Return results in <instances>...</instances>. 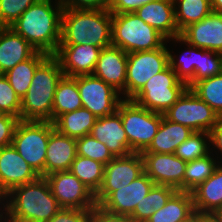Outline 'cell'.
I'll use <instances>...</instances> for the list:
<instances>
[{
    "mask_svg": "<svg viewBox=\"0 0 222 222\" xmlns=\"http://www.w3.org/2000/svg\"><path fill=\"white\" fill-rule=\"evenodd\" d=\"M1 203L2 222H48L62 209L48 180L41 176L33 182L14 187L1 199Z\"/></svg>",
    "mask_w": 222,
    "mask_h": 222,
    "instance_id": "6da1fadb",
    "label": "cell"
},
{
    "mask_svg": "<svg viewBox=\"0 0 222 222\" xmlns=\"http://www.w3.org/2000/svg\"><path fill=\"white\" fill-rule=\"evenodd\" d=\"M55 1L38 0L10 26L29 42L36 51L48 55L56 54L61 40L63 5L61 0Z\"/></svg>",
    "mask_w": 222,
    "mask_h": 222,
    "instance_id": "7a4b0ae2",
    "label": "cell"
},
{
    "mask_svg": "<svg viewBox=\"0 0 222 222\" xmlns=\"http://www.w3.org/2000/svg\"><path fill=\"white\" fill-rule=\"evenodd\" d=\"M112 45V13L109 9L63 8L60 45Z\"/></svg>",
    "mask_w": 222,
    "mask_h": 222,
    "instance_id": "3957f363",
    "label": "cell"
},
{
    "mask_svg": "<svg viewBox=\"0 0 222 222\" xmlns=\"http://www.w3.org/2000/svg\"><path fill=\"white\" fill-rule=\"evenodd\" d=\"M59 60L49 55L35 70L21 99L20 120L51 121L55 89L63 76Z\"/></svg>",
    "mask_w": 222,
    "mask_h": 222,
    "instance_id": "277c9868",
    "label": "cell"
},
{
    "mask_svg": "<svg viewBox=\"0 0 222 222\" xmlns=\"http://www.w3.org/2000/svg\"><path fill=\"white\" fill-rule=\"evenodd\" d=\"M166 38L136 13H112V45L126 53L161 48Z\"/></svg>",
    "mask_w": 222,
    "mask_h": 222,
    "instance_id": "5b68a950",
    "label": "cell"
},
{
    "mask_svg": "<svg viewBox=\"0 0 222 222\" xmlns=\"http://www.w3.org/2000/svg\"><path fill=\"white\" fill-rule=\"evenodd\" d=\"M51 121L19 120L12 139V146L41 177H45V157Z\"/></svg>",
    "mask_w": 222,
    "mask_h": 222,
    "instance_id": "8992f818",
    "label": "cell"
},
{
    "mask_svg": "<svg viewBox=\"0 0 222 222\" xmlns=\"http://www.w3.org/2000/svg\"><path fill=\"white\" fill-rule=\"evenodd\" d=\"M126 132L129 151L141 153L152 142L162 121L163 114L141 107L131 99H123L117 108Z\"/></svg>",
    "mask_w": 222,
    "mask_h": 222,
    "instance_id": "52a82bcc",
    "label": "cell"
},
{
    "mask_svg": "<svg viewBox=\"0 0 222 222\" xmlns=\"http://www.w3.org/2000/svg\"><path fill=\"white\" fill-rule=\"evenodd\" d=\"M187 88V85L177 78L175 71L168 66L151 77L131 100L152 112L163 114Z\"/></svg>",
    "mask_w": 222,
    "mask_h": 222,
    "instance_id": "ba28073f",
    "label": "cell"
},
{
    "mask_svg": "<svg viewBox=\"0 0 222 222\" xmlns=\"http://www.w3.org/2000/svg\"><path fill=\"white\" fill-rule=\"evenodd\" d=\"M163 116L178 124H182L194 132H210L218 123V114L196 93L187 88L178 100L165 112Z\"/></svg>",
    "mask_w": 222,
    "mask_h": 222,
    "instance_id": "9c48e42d",
    "label": "cell"
},
{
    "mask_svg": "<svg viewBox=\"0 0 222 222\" xmlns=\"http://www.w3.org/2000/svg\"><path fill=\"white\" fill-rule=\"evenodd\" d=\"M167 42L159 49L128 53L125 99H132L155 74L169 66Z\"/></svg>",
    "mask_w": 222,
    "mask_h": 222,
    "instance_id": "30bf717a",
    "label": "cell"
},
{
    "mask_svg": "<svg viewBox=\"0 0 222 222\" xmlns=\"http://www.w3.org/2000/svg\"><path fill=\"white\" fill-rule=\"evenodd\" d=\"M77 87L82 107L97 118L115 113L123 100L119 91L93 74L77 76Z\"/></svg>",
    "mask_w": 222,
    "mask_h": 222,
    "instance_id": "8fae6325",
    "label": "cell"
},
{
    "mask_svg": "<svg viewBox=\"0 0 222 222\" xmlns=\"http://www.w3.org/2000/svg\"><path fill=\"white\" fill-rule=\"evenodd\" d=\"M61 208L93 210L95 194L70 171H57L45 176Z\"/></svg>",
    "mask_w": 222,
    "mask_h": 222,
    "instance_id": "7c38bea8",
    "label": "cell"
},
{
    "mask_svg": "<svg viewBox=\"0 0 222 222\" xmlns=\"http://www.w3.org/2000/svg\"><path fill=\"white\" fill-rule=\"evenodd\" d=\"M144 173V162L141 153H131L124 157H114L104 165L103 182L95 194L99 205L112 191L128 186Z\"/></svg>",
    "mask_w": 222,
    "mask_h": 222,
    "instance_id": "4fadbf2b",
    "label": "cell"
},
{
    "mask_svg": "<svg viewBox=\"0 0 222 222\" xmlns=\"http://www.w3.org/2000/svg\"><path fill=\"white\" fill-rule=\"evenodd\" d=\"M144 172L156 185H168L183 191L187 162L174 153L141 152Z\"/></svg>",
    "mask_w": 222,
    "mask_h": 222,
    "instance_id": "5bb4252c",
    "label": "cell"
},
{
    "mask_svg": "<svg viewBox=\"0 0 222 222\" xmlns=\"http://www.w3.org/2000/svg\"><path fill=\"white\" fill-rule=\"evenodd\" d=\"M39 177L12 144L0 148V199L14 187L33 182Z\"/></svg>",
    "mask_w": 222,
    "mask_h": 222,
    "instance_id": "9a60e30c",
    "label": "cell"
},
{
    "mask_svg": "<svg viewBox=\"0 0 222 222\" xmlns=\"http://www.w3.org/2000/svg\"><path fill=\"white\" fill-rule=\"evenodd\" d=\"M154 185L155 183L144 172L128 186L112 191L99 206L114 214L130 216Z\"/></svg>",
    "mask_w": 222,
    "mask_h": 222,
    "instance_id": "2e32d148",
    "label": "cell"
},
{
    "mask_svg": "<svg viewBox=\"0 0 222 222\" xmlns=\"http://www.w3.org/2000/svg\"><path fill=\"white\" fill-rule=\"evenodd\" d=\"M102 48L91 44L59 45L54 55L68 77L93 74Z\"/></svg>",
    "mask_w": 222,
    "mask_h": 222,
    "instance_id": "e0dca14e",
    "label": "cell"
},
{
    "mask_svg": "<svg viewBox=\"0 0 222 222\" xmlns=\"http://www.w3.org/2000/svg\"><path fill=\"white\" fill-rule=\"evenodd\" d=\"M180 37L194 47L222 54V14L211 12L201 21L184 28Z\"/></svg>",
    "mask_w": 222,
    "mask_h": 222,
    "instance_id": "ac0fdd59",
    "label": "cell"
},
{
    "mask_svg": "<svg viewBox=\"0 0 222 222\" xmlns=\"http://www.w3.org/2000/svg\"><path fill=\"white\" fill-rule=\"evenodd\" d=\"M127 54L121 48L110 45L102 48L93 75L113 86L125 99Z\"/></svg>",
    "mask_w": 222,
    "mask_h": 222,
    "instance_id": "d6986e66",
    "label": "cell"
},
{
    "mask_svg": "<svg viewBox=\"0 0 222 222\" xmlns=\"http://www.w3.org/2000/svg\"><path fill=\"white\" fill-rule=\"evenodd\" d=\"M90 134L106 145L114 157H124L131 152L121 116L115 113L96 119Z\"/></svg>",
    "mask_w": 222,
    "mask_h": 222,
    "instance_id": "ffe728a7",
    "label": "cell"
},
{
    "mask_svg": "<svg viewBox=\"0 0 222 222\" xmlns=\"http://www.w3.org/2000/svg\"><path fill=\"white\" fill-rule=\"evenodd\" d=\"M134 13L166 39L180 36L173 0H154L142 5Z\"/></svg>",
    "mask_w": 222,
    "mask_h": 222,
    "instance_id": "44dd1931",
    "label": "cell"
},
{
    "mask_svg": "<svg viewBox=\"0 0 222 222\" xmlns=\"http://www.w3.org/2000/svg\"><path fill=\"white\" fill-rule=\"evenodd\" d=\"M76 156V139L61 134L54 129L50 133L47 145L45 157V176L57 171H69Z\"/></svg>",
    "mask_w": 222,
    "mask_h": 222,
    "instance_id": "7402d4cb",
    "label": "cell"
},
{
    "mask_svg": "<svg viewBox=\"0 0 222 222\" xmlns=\"http://www.w3.org/2000/svg\"><path fill=\"white\" fill-rule=\"evenodd\" d=\"M36 49L10 27H0V74L29 59Z\"/></svg>",
    "mask_w": 222,
    "mask_h": 222,
    "instance_id": "603a6c76",
    "label": "cell"
},
{
    "mask_svg": "<svg viewBox=\"0 0 222 222\" xmlns=\"http://www.w3.org/2000/svg\"><path fill=\"white\" fill-rule=\"evenodd\" d=\"M194 210L214 213L222 209V164L213 174L191 191Z\"/></svg>",
    "mask_w": 222,
    "mask_h": 222,
    "instance_id": "cb8c5ba5",
    "label": "cell"
},
{
    "mask_svg": "<svg viewBox=\"0 0 222 222\" xmlns=\"http://www.w3.org/2000/svg\"><path fill=\"white\" fill-rule=\"evenodd\" d=\"M193 132L190 128L174 123L163 116L152 142L142 152L175 153L177 147Z\"/></svg>",
    "mask_w": 222,
    "mask_h": 222,
    "instance_id": "d4e9b609",
    "label": "cell"
},
{
    "mask_svg": "<svg viewBox=\"0 0 222 222\" xmlns=\"http://www.w3.org/2000/svg\"><path fill=\"white\" fill-rule=\"evenodd\" d=\"M194 211L191 192L177 190L146 222H182Z\"/></svg>",
    "mask_w": 222,
    "mask_h": 222,
    "instance_id": "484cf974",
    "label": "cell"
},
{
    "mask_svg": "<svg viewBox=\"0 0 222 222\" xmlns=\"http://www.w3.org/2000/svg\"><path fill=\"white\" fill-rule=\"evenodd\" d=\"M97 117L88 109L80 108L59 115L54 121V128L61 134L78 139L90 134Z\"/></svg>",
    "mask_w": 222,
    "mask_h": 222,
    "instance_id": "4316f807",
    "label": "cell"
},
{
    "mask_svg": "<svg viewBox=\"0 0 222 222\" xmlns=\"http://www.w3.org/2000/svg\"><path fill=\"white\" fill-rule=\"evenodd\" d=\"M82 108L77 76L63 75L58 81L53 101L52 122L59 116Z\"/></svg>",
    "mask_w": 222,
    "mask_h": 222,
    "instance_id": "83f0119b",
    "label": "cell"
},
{
    "mask_svg": "<svg viewBox=\"0 0 222 222\" xmlns=\"http://www.w3.org/2000/svg\"><path fill=\"white\" fill-rule=\"evenodd\" d=\"M48 56L49 55L46 53L37 51L29 59L20 62L12 69L4 73V76L8 79L9 84L21 99L27 93L30 87L36 68Z\"/></svg>",
    "mask_w": 222,
    "mask_h": 222,
    "instance_id": "f1b7e54d",
    "label": "cell"
},
{
    "mask_svg": "<svg viewBox=\"0 0 222 222\" xmlns=\"http://www.w3.org/2000/svg\"><path fill=\"white\" fill-rule=\"evenodd\" d=\"M169 41L187 45V48H185L187 51H184L181 56L179 55V59L175 54H172L174 51L168 48L169 66L175 71L177 78L187 85L194 78V73L196 72V65H198L199 61V48L185 42L180 36L166 39L167 43Z\"/></svg>",
    "mask_w": 222,
    "mask_h": 222,
    "instance_id": "f546056e",
    "label": "cell"
},
{
    "mask_svg": "<svg viewBox=\"0 0 222 222\" xmlns=\"http://www.w3.org/2000/svg\"><path fill=\"white\" fill-rule=\"evenodd\" d=\"M177 191L168 185H154L134 212L129 216L133 222H146L149 217L166 205L169 198Z\"/></svg>",
    "mask_w": 222,
    "mask_h": 222,
    "instance_id": "4dcf8cb0",
    "label": "cell"
},
{
    "mask_svg": "<svg viewBox=\"0 0 222 222\" xmlns=\"http://www.w3.org/2000/svg\"><path fill=\"white\" fill-rule=\"evenodd\" d=\"M175 20L179 32L190 24L201 21L211 12L210 0H173Z\"/></svg>",
    "mask_w": 222,
    "mask_h": 222,
    "instance_id": "1f68e13d",
    "label": "cell"
},
{
    "mask_svg": "<svg viewBox=\"0 0 222 222\" xmlns=\"http://www.w3.org/2000/svg\"><path fill=\"white\" fill-rule=\"evenodd\" d=\"M214 155L210 152L202 158L187 162L183 178V191L191 192L213 174L220 164Z\"/></svg>",
    "mask_w": 222,
    "mask_h": 222,
    "instance_id": "d6a6232c",
    "label": "cell"
},
{
    "mask_svg": "<svg viewBox=\"0 0 222 222\" xmlns=\"http://www.w3.org/2000/svg\"><path fill=\"white\" fill-rule=\"evenodd\" d=\"M69 171L94 194L100 189L104 176V164L101 162L77 155Z\"/></svg>",
    "mask_w": 222,
    "mask_h": 222,
    "instance_id": "836d02e7",
    "label": "cell"
},
{
    "mask_svg": "<svg viewBox=\"0 0 222 222\" xmlns=\"http://www.w3.org/2000/svg\"><path fill=\"white\" fill-rule=\"evenodd\" d=\"M191 89L222 117V72L196 82Z\"/></svg>",
    "mask_w": 222,
    "mask_h": 222,
    "instance_id": "e575fe53",
    "label": "cell"
},
{
    "mask_svg": "<svg viewBox=\"0 0 222 222\" xmlns=\"http://www.w3.org/2000/svg\"><path fill=\"white\" fill-rule=\"evenodd\" d=\"M210 153V134L208 132H193L176 149L175 155L185 162L202 158Z\"/></svg>",
    "mask_w": 222,
    "mask_h": 222,
    "instance_id": "d590c367",
    "label": "cell"
},
{
    "mask_svg": "<svg viewBox=\"0 0 222 222\" xmlns=\"http://www.w3.org/2000/svg\"><path fill=\"white\" fill-rule=\"evenodd\" d=\"M222 72V54L199 48V61L194 78L187 84L191 88L196 82Z\"/></svg>",
    "mask_w": 222,
    "mask_h": 222,
    "instance_id": "8d00e7d4",
    "label": "cell"
},
{
    "mask_svg": "<svg viewBox=\"0 0 222 222\" xmlns=\"http://www.w3.org/2000/svg\"><path fill=\"white\" fill-rule=\"evenodd\" d=\"M76 143L77 155L99 161L104 165L114 158L108 147L91 134L76 139Z\"/></svg>",
    "mask_w": 222,
    "mask_h": 222,
    "instance_id": "74e56055",
    "label": "cell"
},
{
    "mask_svg": "<svg viewBox=\"0 0 222 222\" xmlns=\"http://www.w3.org/2000/svg\"><path fill=\"white\" fill-rule=\"evenodd\" d=\"M21 98L16 94L4 74H0V112L20 120Z\"/></svg>",
    "mask_w": 222,
    "mask_h": 222,
    "instance_id": "f35d334b",
    "label": "cell"
},
{
    "mask_svg": "<svg viewBox=\"0 0 222 222\" xmlns=\"http://www.w3.org/2000/svg\"><path fill=\"white\" fill-rule=\"evenodd\" d=\"M38 0H0V27H10Z\"/></svg>",
    "mask_w": 222,
    "mask_h": 222,
    "instance_id": "ab89813d",
    "label": "cell"
},
{
    "mask_svg": "<svg viewBox=\"0 0 222 222\" xmlns=\"http://www.w3.org/2000/svg\"><path fill=\"white\" fill-rule=\"evenodd\" d=\"M91 211L62 208L48 222H89Z\"/></svg>",
    "mask_w": 222,
    "mask_h": 222,
    "instance_id": "60d3db41",
    "label": "cell"
},
{
    "mask_svg": "<svg viewBox=\"0 0 222 222\" xmlns=\"http://www.w3.org/2000/svg\"><path fill=\"white\" fill-rule=\"evenodd\" d=\"M19 119L9 114L0 115V148L11 145Z\"/></svg>",
    "mask_w": 222,
    "mask_h": 222,
    "instance_id": "b9f144b4",
    "label": "cell"
},
{
    "mask_svg": "<svg viewBox=\"0 0 222 222\" xmlns=\"http://www.w3.org/2000/svg\"><path fill=\"white\" fill-rule=\"evenodd\" d=\"M89 222H133L127 215H120L108 212L96 205L91 211Z\"/></svg>",
    "mask_w": 222,
    "mask_h": 222,
    "instance_id": "7bdbcfd3",
    "label": "cell"
},
{
    "mask_svg": "<svg viewBox=\"0 0 222 222\" xmlns=\"http://www.w3.org/2000/svg\"><path fill=\"white\" fill-rule=\"evenodd\" d=\"M154 0H110L109 11L111 13L135 12L139 7Z\"/></svg>",
    "mask_w": 222,
    "mask_h": 222,
    "instance_id": "ee69618b",
    "label": "cell"
},
{
    "mask_svg": "<svg viewBox=\"0 0 222 222\" xmlns=\"http://www.w3.org/2000/svg\"><path fill=\"white\" fill-rule=\"evenodd\" d=\"M63 8L108 9L110 0H61Z\"/></svg>",
    "mask_w": 222,
    "mask_h": 222,
    "instance_id": "f6af8a7d",
    "label": "cell"
},
{
    "mask_svg": "<svg viewBox=\"0 0 222 222\" xmlns=\"http://www.w3.org/2000/svg\"><path fill=\"white\" fill-rule=\"evenodd\" d=\"M210 134V152L216 153V155L219 154L222 156V117H220L218 123L211 129L209 132ZM214 148V149H213ZM218 151V153L216 152ZM220 160V163H222V157L215 156Z\"/></svg>",
    "mask_w": 222,
    "mask_h": 222,
    "instance_id": "bcb514c9",
    "label": "cell"
},
{
    "mask_svg": "<svg viewBox=\"0 0 222 222\" xmlns=\"http://www.w3.org/2000/svg\"><path fill=\"white\" fill-rule=\"evenodd\" d=\"M212 12L222 14V0H210Z\"/></svg>",
    "mask_w": 222,
    "mask_h": 222,
    "instance_id": "7dc6e473",
    "label": "cell"
},
{
    "mask_svg": "<svg viewBox=\"0 0 222 222\" xmlns=\"http://www.w3.org/2000/svg\"><path fill=\"white\" fill-rule=\"evenodd\" d=\"M201 222H220L212 213H201Z\"/></svg>",
    "mask_w": 222,
    "mask_h": 222,
    "instance_id": "c3c4849f",
    "label": "cell"
},
{
    "mask_svg": "<svg viewBox=\"0 0 222 222\" xmlns=\"http://www.w3.org/2000/svg\"><path fill=\"white\" fill-rule=\"evenodd\" d=\"M182 222H201V212L194 211L190 216H188Z\"/></svg>",
    "mask_w": 222,
    "mask_h": 222,
    "instance_id": "681fc988",
    "label": "cell"
},
{
    "mask_svg": "<svg viewBox=\"0 0 222 222\" xmlns=\"http://www.w3.org/2000/svg\"><path fill=\"white\" fill-rule=\"evenodd\" d=\"M220 222H222V209L217 210L216 212L213 213Z\"/></svg>",
    "mask_w": 222,
    "mask_h": 222,
    "instance_id": "f907efd6",
    "label": "cell"
},
{
    "mask_svg": "<svg viewBox=\"0 0 222 222\" xmlns=\"http://www.w3.org/2000/svg\"><path fill=\"white\" fill-rule=\"evenodd\" d=\"M0 206H1V199H0ZM2 209H1V207H0V216H2V214H1V211Z\"/></svg>",
    "mask_w": 222,
    "mask_h": 222,
    "instance_id": "816d5d0a",
    "label": "cell"
}]
</instances>
